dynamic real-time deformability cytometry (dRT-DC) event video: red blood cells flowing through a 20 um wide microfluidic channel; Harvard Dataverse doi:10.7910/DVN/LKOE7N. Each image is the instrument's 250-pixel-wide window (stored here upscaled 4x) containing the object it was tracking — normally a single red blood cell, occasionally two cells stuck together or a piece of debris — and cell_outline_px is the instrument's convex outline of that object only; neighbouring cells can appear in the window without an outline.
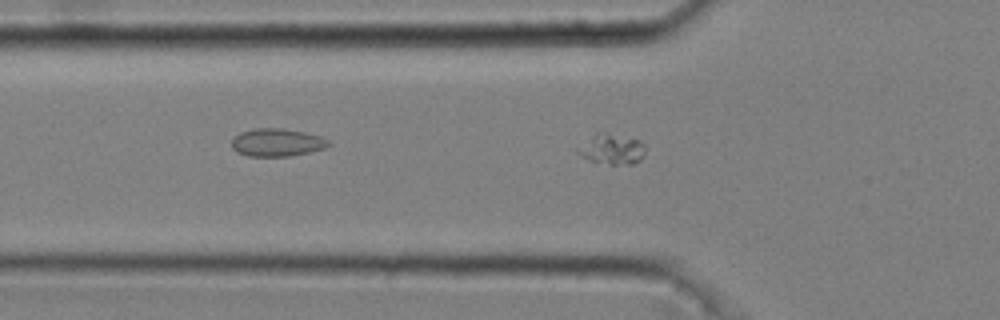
{"species": "common noctule bat (a hibernating species)", "species_latin": "Nyctalus noctula", "temperature_condition": "cold", "stored_images_in_passage": 38, "segment_of_instrument_passage": [1, 2], "camera_frame_rate_fps": 3000, "um_per_image_px": 0.085, "animal": {"sex": "male", "body_mass_g": 20.4}, "frame": {"image": 1, "passage_image": 7, "time_ms": 2.0, "image_size_px": [1000, 320], "cell_outline_px": [[644, 156], [640, 160], [632, 164], [608, 164], [592, 160], [580, 156], [576, 152], [596, 132], [640, 140], [644, 144]], "centroid_in_image_um": [52.05, 12.7], "position_along_channel_um": 73.7, "area_um2": 11.39}}
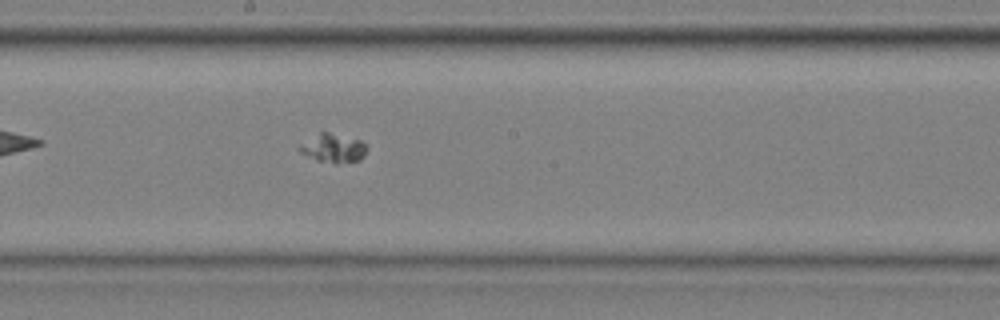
{"frame": {"image": 2, "passage_image": 19, "time_ms": 6.0, "image_size_px": [1000, 320], "cell_outline_px": [[368, 148], [364, 156], [360, 160], [336, 164], [316, 160], [300, 152], [296, 148], [300, 144], [320, 132], [328, 132], [360, 140], [368, 144]], "centroid_in_image_um": [28.35, 12.6], "position_along_channel_um": 219.9, "area_um2": 11.39}}
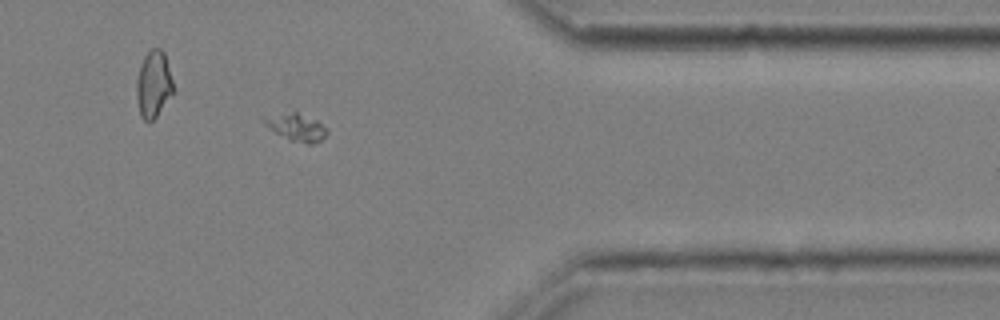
{"frame": {"image": 3, "passage_image": 34, "time_ms": 11.0, "image_size_px": [1000, 320], "cell_outline_px": [[328, 132], [320, 140], [312, 144], [308, 144], [288, 140], [264, 124], [264, 120], [296, 108], [316, 120], [328, 128]], "centroid_in_image_um": [25.27, 10.79], "position_along_channel_um": 386.1, "area_um2": 10.06}}